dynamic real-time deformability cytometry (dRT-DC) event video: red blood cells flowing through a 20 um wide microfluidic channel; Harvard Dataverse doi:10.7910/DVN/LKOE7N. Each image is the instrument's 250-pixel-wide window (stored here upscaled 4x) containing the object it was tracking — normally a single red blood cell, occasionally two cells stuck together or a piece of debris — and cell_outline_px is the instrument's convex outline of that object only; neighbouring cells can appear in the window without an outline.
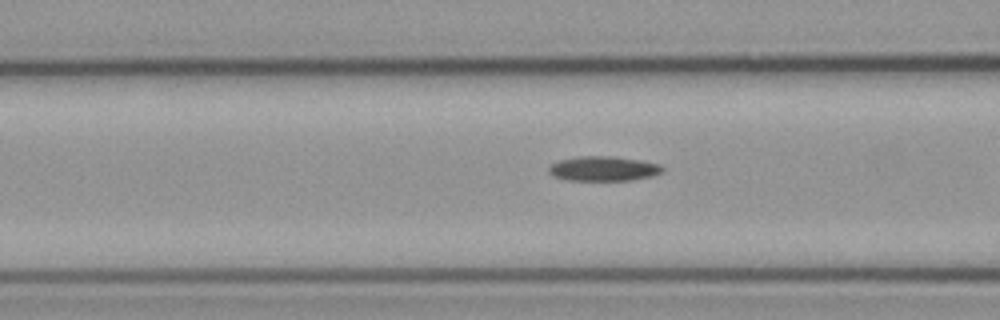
{"species": "common noctule bat (a hibernating species)", "species_latin": "Nyctalus noctula", "temperature_condition": "cold", "stored_images_in_passage": 16, "camera_frame_rate_fps": 3000, "um_per_image_px": 0.085, "animal": {"sex": "male", "body_mass_g": 23.1, "forearm_length_mm": 52.7}, "frame": {"image": 1, "passage_image": 15, "time_ms": 4.667, "image_size_px": [1000, 320], "cell_outline_px": [[664, 172], [652, 176], [632, 180], [568, 180], [552, 176], [548, 172], [548, 168], [552, 164], [560, 160], [580, 156], [616, 156], [640, 160], [660, 164], [664, 168]], "centroid_in_image_um": [51.32, 14.33], "position_along_channel_um": 115.3, "area_um2": 16.47}}